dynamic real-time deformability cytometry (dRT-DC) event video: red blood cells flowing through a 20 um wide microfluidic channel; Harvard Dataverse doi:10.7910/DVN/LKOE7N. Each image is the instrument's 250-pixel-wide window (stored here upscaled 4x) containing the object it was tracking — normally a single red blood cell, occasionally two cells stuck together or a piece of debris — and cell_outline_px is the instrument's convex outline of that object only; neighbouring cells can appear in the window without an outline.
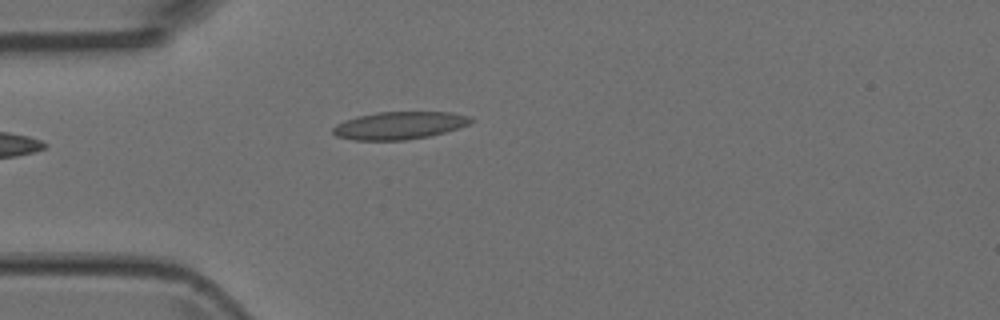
{"species": "Egyptian fruit bat (a non-hibernating species)", "species_latin": "Rousettus aegyptiacus", "temperature_condition": "room temperature", "stored_images_in_passage": 5, "camera_frame_rate_fps": 3000, "um_per_image_px": 0.085, "animal": {"sex": "female"}, "frame": {"image": 1, "passage_image": 5, "time_ms": 1.333, "image_size_px": [1000, 320], "cell_outline_px": [[476, 120], [468, 124], [444, 132], [428, 136], [404, 140], [356, 140], [336, 136], [332, 132], [332, 128], [336, 124], [344, 120], [356, 116], [376, 112], [452, 112], [468, 116]], "centroid_in_image_um": [33.91, 10.65], "position_along_channel_um": 51.1, "area_um2": 22.14}}